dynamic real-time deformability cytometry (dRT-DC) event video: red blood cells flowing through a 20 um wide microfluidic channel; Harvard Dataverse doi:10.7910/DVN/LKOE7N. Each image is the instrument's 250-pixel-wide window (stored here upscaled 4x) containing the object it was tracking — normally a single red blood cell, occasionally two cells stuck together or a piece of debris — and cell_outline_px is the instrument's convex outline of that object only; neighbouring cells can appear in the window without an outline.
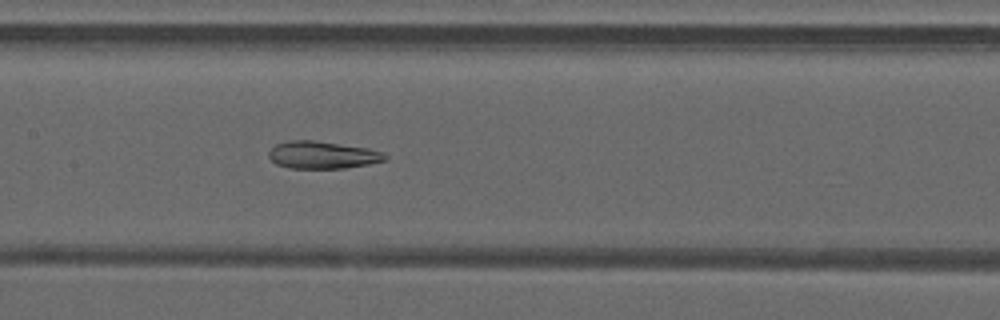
{"species": "common noctule bat (a hibernating species)", "species_latin": "Nyctalus noctula", "temperature_condition": "warm", "stored_images_in_passage": 47, "camera_frame_rate_fps": 3000, "um_per_image_px": 0.085, "animal": {"sex": "male", "forearm_length_mm": 52.5}, "frame": {"image": 1, "passage_image": 24, "time_ms": 7.667, "image_size_px": [1000, 320], "cell_outline_px": [[388, 160], [368, 164], [344, 168], [292, 168], [276, 164], [268, 156], [268, 152], [276, 144], [288, 140], [312, 140], [368, 148], [380, 152], [388, 156]], "centroid_in_image_um": [27.4, 13.17], "position_along_channel_um": 180.0, "area_um2": 18.44}}
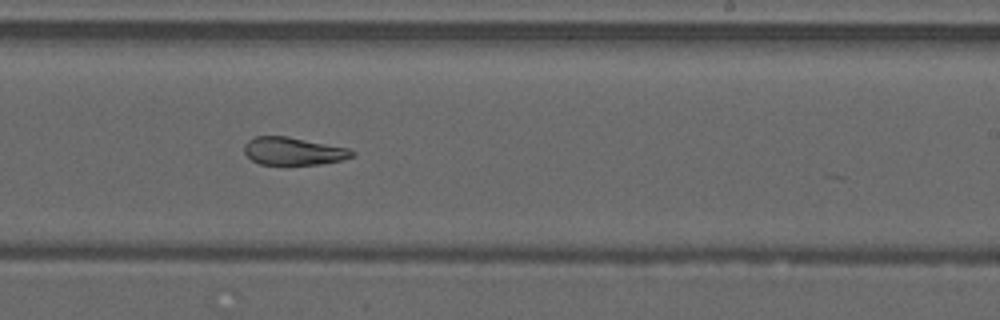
{"frame": {"image": 2, "passage_image": 30, "time_ms": 9.667, "image_size_px": [1000, 320], "cell_outline_px": [[356, 156], [340, 160], [320, 164], [260, 164], [252, 160], [244, 152], [244, 144], [248, 140], [256, 136], [288, 136], [348, 148], [356, 152]], "centroid_in_image_um": [24.94, 12.84], "position_along_channel_um": 264.1, "area_um2": 17.4}}
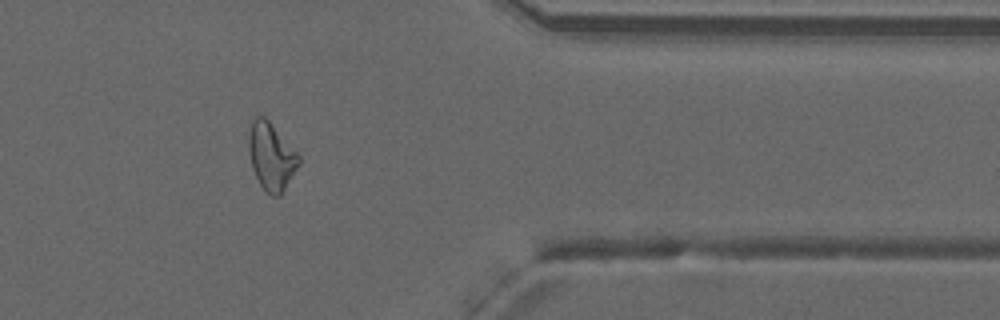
{"frame": {"image": 3, "passage_image": 40, "time_ms": 13.0, "image_size_px": [1000, 320], "cell_outline_px": [[300, 164], [284, 192], [280, 196], [272, 196], [264, 192], [252, 168], [248, 148], [248, 136], [252, 120], [256, 116], [264, 116], [268, 120], [300, 156]], "centroid_in_image_um": [23.06, 13.34], "position_along_channel_um": 388.3, "area_um2": 19.77}}